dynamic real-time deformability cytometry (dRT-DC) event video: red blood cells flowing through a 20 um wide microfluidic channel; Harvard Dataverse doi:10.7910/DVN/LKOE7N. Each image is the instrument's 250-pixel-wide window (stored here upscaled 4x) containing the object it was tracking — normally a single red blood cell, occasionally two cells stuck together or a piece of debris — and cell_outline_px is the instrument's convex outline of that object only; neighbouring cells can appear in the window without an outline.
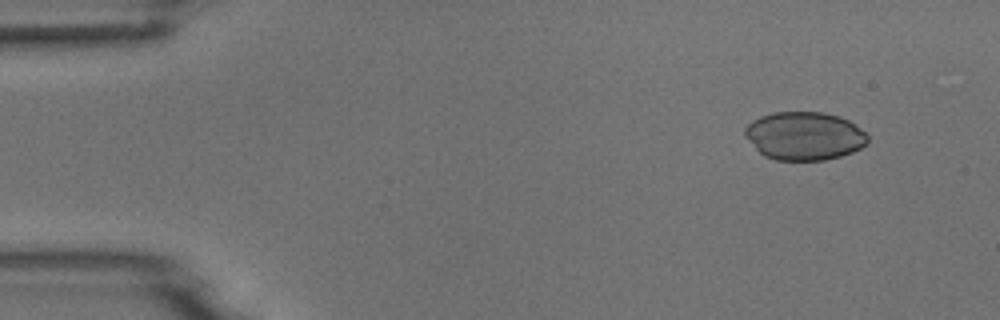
{"species": "common noctule bat (a hibernating species)", "species_latin": "Nyctalus noctula", "temperature_condition": "room temperature", "stored_images_in_passage": 4, "camera_frame_rate_fps": 3000, "um_per_image_px": 0.085, "animal": {"sex": "male", "body_mass_g": 18.8}, "frame": {"image": 1, "passage_image": 2, "time_ms": 1.333, "image_size_px": [1000, 320], "cell_outline_px": [[868, 140], [860, 148], [852, 152], [840, 156], [824, 160], [776, 160], [764, 156], [744, 136], [744, 128], [752, 120], [760, 116], [772, 112], [824, 112], [840, 116], [848, 120], [864, 132], [868, 136]], "centroid_in_image_um": [68.34, 11.54], "position_along_channel_um": 16.7, "area_um2": 34.51}}